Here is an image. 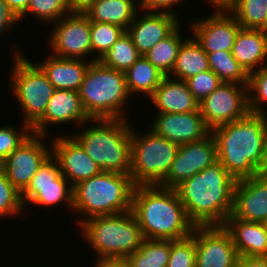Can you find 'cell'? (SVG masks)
<instances>
[{
  "label": "cell",
  "instance_id": "cell-42",
  "mask_svg": "<svg viewBox=\"0 0 267 267\" xmlns=\"http://www.w3.org/2000/svg\"><path fill=\"white\" fill-rule=\"evenodd\" d=\"M20 25L19 18L14 14V12L8 7L4 0H0V46L2 47L1 40L5 34L10 33V31H15L17 25Z\"/></svg>",
  "mask_w": 267,
  "mask_h": 267
},
{
  "label": "cell",
  "instance_id": "cell-4",
  "mask_svg": "<svg viewBox=\"0 0 267 267\" xmlns=\"http://www.w3.org/2000/svg\"><path fill=\"white\" fill-rule=\"evenodd\" d=\"M130 121L131 118L91 119L79 127L80 131L69 134L102 171L130 175L133 124Z\"/></svg>",
  "mask_w": 267,
  "mask_h": 267
},
{
  "label": "cell",
  "instance_id": "cell-44",
  "mask_svg": "<svg viewBox=\"0 0 267 267\" xmlns=\"http://www.w3.org/2000/svg\"><path fill=\"white\" fill-rule=\"evenodd\" d=\"M95 262L93 267H130L127 258H106L95 260Z\"/></svg>",
  "mask_w": 267,
  "mask_h": 267
},
{
  "label": "cell",
  "instance_id": "cell-16",
  "mask_svg": "<svg viewBox=\"0 0 267 267\" xmlns=\"http://www.w3.org/2000/svg\"><path fill=\"white\" fill-rule=\"evenodd\" d=\"M195 267H235L239 258L232 237L223 226H194Z\"/></svg>",
  "mask_w": 267,
  "mask_h": 267
},
{
  "label": "cell",
  "instance_id": "cell-35",
  "mask_svg": "<svg viewBox=\"0 0 267 267\" xmlns=\"http://www.w3.org/2000/svg\"><path fill=\"white\" fill-rule=\"evenodd\" d=\"M124 32L117 25L91 21L92 62L99 61Z\"/></svg>",
  "mask_w": 267,
  "mask_h": 267
},
{
  "label": "cell",
  "instance_id": "cell-34",
  "mask_svg": "<svg viewBox=\"0 0 267 267\" xmlns=\"http://www.w3.org/2000/svg\"><path fill=\"white\" fill-rule=\"evenodd\" d=\"M66 0H30L27 11L19 18L21 21L35 17L40 25H51L62 17L70 14ZM29 16L31 18H29Z\"/></svg>",
  "mask_w": 267,
  "mask_h": 267
},
{
  "label": "cell",
  "instance_id": "cell-19",
  "mask_svg": "<svg viewBox=\"0 0 267 267\" xmlns=\"http://www.w3.org/2000/svg\"><path fill=\"white\" fill-rule=\"evenodd\" d=\"M152 117L147 128L178 145L202 140L211 133L199 109L185 113H156L155 118Z\"/></svg>",
  "mask_w": 267,
  "mask_h": 267
},
{
  "label": "cell",
  "instance_id": "cell-37",
  "mask_svg": "<svg viewBox=\"0 0 267 267\" xmlns=\"http://www.w3.org/2000/svg\"><path fill=\"white\" fill-rule=\"evenodd\" d=\"M24 213L21 193L10 183L5 172H0V220L21 217Z\"/></svg>",
  "mask_w": 267,
  "mask_h": 267
},
{
  "label": "cell",
  "instance_id": "cell-9",
  "mask_svg": "<svg viewBox=\"0 0 267 267\" xmlns=\"http://www.w3.org/2000/svg\"><path fill=\"white\" fill-rule=\"evenodd\" d=\"M135 127L132 125L131 131V179L135 186L159 185L169 172L179 145L150 129L139 131Z\"/></svg>",
  "mask_w": 267,
  "mask_h": 267
},
{
  "label": "cell",
  "instance_id": "cell-33",
  "mask_svg": "<svg viewBox=\"0 0 267 267\" xmlns=\"http://www.w3.org/2000/svg\"><path fill=\"white\" fill-rule=\"evenodd\" d=\"M140 56L132 39L125 31L99 61L109 68L125 72Z\"/></svg>",
  "mask_w": 267,
  "mask_h": 267
},
{
  "label": "cell",
  "instance_id": "cell-41",
  "mask_svg": "<svg viewBox=\"0 0 267 267\" xmlns=\"http://www.w3.org/2000/svg\"><path fill=\"white\" fill-rule=\"evenodd\" d=\"M185 0H139V8L140 10L148 11V12H166L179 16L176 11L177 6L182 4ZM176 6V7H175ZM177 12V13H176Z\"/></svg>",
  "mask_w": 267,
  "mask_h": 267
},
{
  "label": "cell",
  "instance_id": "cell-2",
  "mask_svg": "<svg viewBox=\"0 0 267 267\" xmlns=\"http://www.w3.org/2000/svg\"><path fill=\"white\" fill-rule=\"evenodd\" d=\"M131 211L144 239L179 240L190 236L194 228L174 188L135 186Z\"/></svg>",
  "mask_w": 267,
  "mask_h": 267
},
{
  "label": "cell",
  "instance_id": "cell-31",
  "mask_svg": "<svg viewBox=\"0 0 267 267\" xmlns=\"http://www.w3.org/2000/svg\"><path fill=\"white\" fill-rule=\"evenodd\" d=\"M209 67L223 82L238 83L248 86L249 74L236 61L232 51L207 53Z\"/></svg>",
  "mask_w": 267,
  "mask_h": 267
},
{
  "label": "cell",
  "instance_id": "cell-1",
  "mask_svg": "<svg viewBox=\"0 0 267 267\" xmlns=\"http://www.w3.org/2000/svg\"><path fill=\"white\" fill-rule=\"evenodd\" d=\"M237 181L217 160L174 189L194 226H223L232 212Z\"/></svg>",
  "mask_w": 267,
  "mask_h": 267
},
{
  "label": "cell",
  "instance_id": "cell-51",
  "mask_svg": "<svg viewBox=\"0 0 267 267\" xmlns=\"http://www.w3.org/2000/svg\"><path fill=\"white\" fill-rule=\"evenodd\" d=\"M264 225H265L266 230H267V220L264 222Z\"/></svg>",
  "mask_w": 267,
  "mask_h": 267
},
{
  "label": "cell",
  "instance_id": "cell-13",
  "mask_svg": "<svg viewBox=\"0 0 267 267\" xmlns=\"http://www.w3.org/2000/svg\"><path fill=\"white\" fill-rule=\"evenodd\" d=\"M50 137L32 133L4 160L6 177L20 193L27 188L32 177L51 156ZM47 142H50L49 145Z\"/></svg>",
  "mask_w": 267,
  "mask_h": 267
},
{
  "label": "cell",
  "instance_id": "cell-21",
  "mask_svg": "<svg viewBox=\"0 0 267 267\" xmlns=\"http://www.w3.org/2000/svg\"><path fill=\"white\" fill-rule=\"evenodd\" d=\"M231 215L258 223L267 220V173L237 181Z\"/></svg>",
  "mask_w": 267,
  "mask_h": 267
},
{
  "label": "cell",
  "instance_id": "cell-40",
  "mask_svg": "<svg viewBox=\"0 0 267 267\" xmlns=\"http://www.w3.org/2000/svg\"><path fill=\"white\" fill-rule=\"evenodd\" d=\"M185 82L195 99L201 102L223 81L212 70H207L188 78Z\"/></svg>",
  "mask_w": 267,
  "mask_h": 267
},
{
  "label": "cell",
  "instance_id": "cell-18",
  "mask_svg": "<svg viewBox=\"0 0 267 267\" xmlns=\"http://www.w3.org/2000/svg\"><path fill=\"white\" fill-rule=\"evenodd\" d=\"M89 120L91 118L84 110L77 91L55 89L44 115L31 129L32 133L49 136L51 134L49 126L55 125L53 128H56V125H58L61 130L64 125L72 128L77 126L79 128Z\"/></svg>",
  "mask_w": 267,
  "mask_h": 267
},
{
  "label": "cell",
  "instance_id": "cell-27",
  "mask_svg": "<svg viewBox=\"0 0 267 267\" xmlns=\"http://www.w3.org/2000/svg\"><path fill=\"white\" fill-rule=\"evenodd\" d=\"M125 77L126 86L132 100L134 101L139 96L140 98L145 97L147 101L166 75L150 63L145 56H140L125 71Z\"/></svg>",
  "mask_w": 267,
  "mask_h": 267
},
{
  "label": "cell",
  "instance_id": "cell-14",
  "mask_svg": "<svg viewBox=\"0 0 267 267\" xmlns=\"http://www.w3.org/2000/svg\"><path fill=\"white\" fill-rule=\"evenodd\" d=\"M213 11L212 15L190 21L189 32L206 53L232 51L241 25L225 7L213 8Z\"/></svg>",
  "mask_w": 267,
  "mask_h": 267
},
{
  "label": "cell",
  "instance_id": "cell-32",
  "mask_svg": "<svg viewBox=\"0 0 267 267\" xmlns=\"http://www.w3.org/2000/svg\"><path fill=\"white\" fill-rule=\"evenodd\" d=\"M225 8L242 28L260 29L267 17V0H232Z\"/></svg>",
  "mask_w": 267,
  "mask_h": 267
},
{
  "label": "cell",
  "instance_id": "cell-3",
  "mask_svg": "<svg viewBox=\"0 0 267 267\" xmlns=\"http://www.w3.org/2000/svg\"><path fill=\"white\" fill-rule=\"evenodd\" d=\"M267 115L248 113L244 118L214 128L217 160L237 180L261 173Z\"/></svg>",
  "mask_w": 267,
  "mask_h": 267
},
{
  "label": "cell",
  "instance_id": "cell-45",
  "mask_svg": "<svg viewBox=\"0 0 267 267\" xmlns=\"http://www.w3.org/2000/svg\"><path fill=\"white\" fill-rule=\"evenodd\" d=\"M14 14L20 18L26 11L30 0H4Z\"/></svg>",
  "mask_w": 267,
  "mask_h": 267
},
{
  "label": "cell",
  "instance_id": "cell-48",
  "mask_svg": "<svg viewBox=\"0 0 267 267\" xmlns=\"http://www.w3.org/2000/svg\"><path fill=\"white\" fill-rule=\"evenodd\" d=\"M206 1V0H205ZM208 4H210L212 8H220V7H226L231 0H207Z\"/></svg>",
  "mask_w": 267,
  "mask_h": 267
},
{
  "label": "cell",
  "instance_id": "cell-28",
  "mask_svg": "<svg viewBox=\"0 0 267 267\" xmlns=\"http://www.w3.org/2000/svg\"><path fill=\"white\" fill-rule=\"evenodd\" d=\"M210 70L208 55L189 33L178 52L170 78L185 81L198 73Z\"/></svg>",
  "mask_w": 267,
  "mask_h": 267
},
{
  "label": "cell",
  "instance_id": "cell-50",
  "mask_svg": "<svg viewBox=\"0 0 267 267\" xmlns=\"http://www.w3.org/2000/svg\"><path fill=\"white\" fill-rule=\"evenodd\" d=\"M4 171V159L0 157V172Z\"/></svg>",
  "mask_w": 267,
  "mask_h": 267
},
{
  "label": "cell",
  "instance_id": "cell-23",
  "mask_svg": "<svg viewBox=\"0 0 267 267\" xmlns=\"http://www.w3.org/2000/svg\"><path fill=\"white\" fill-rule=\"evenodd\" d=\"M147 101L153 104L156 113H185L199 109V102L190 92L186 82L169 76L162 80Z\"/></svg>",
  "mask_w": 267,
  "mask_h": 267
},
{
  "label": "cell",
  "instance_id": "cell-15",
  "mask_svg": "<svg viewBox=\"0 0 267 267\" xmlns=\"http://www.w3.org/2000/svg\"><path fill=\"white\" fill-rule=\"evenodd\" d=\"M215 161H217V145L212 133L202 140L179 145L171 168L159 186L175 188Z\"/></svg>",
  "mask_w": 267,
  "mask_h": 267
},
{
  "label": "cell",
  "instance_id": "cell-17",
  "mask_svg": "<svg viewBox=\"0 0 267 267\" xmlns=\"http://www.w3.org/2000/svg\"><path fill=\"white\" fill-rule=\"evenodd\" d=\"M50 136H53L50 138L51 156L57 161L61 174L72 186L102 172L70 134L54 133Z\"/></svg>",
  "mask_w": 267,
  "mask_h": 267
},
{
  "label": "cell",
  "instance_id": "cell-30",
  "mask_svg": "<svg viewBox=\"0 0 267 267\" xmlns=\"http://www.w3.org/2000/svg\"><path fill=\"white\" fill-rule=\"evenodd\" d=\"M171 240L144 239L140 248L127 256L130 267H167Z\"/></svg>",
  "mask_w": 267,
  "mask_h": 267
},
{
  "label": "cell",
  "instance_id": "cell-36",
  "mask_svg": "<svg viewBox=\"0 0 267 267\" xmlns=\"http://www.w3.org/2000/svg\"><path fill=\"white\" fill-rule=\"evenodd\" d=\"M267 66L249 74L248 108L253 114L267 115Z\"/></svg>",
  "mask_w": 267,
  "mask_h": 267
},
{
  "label": "cell",
  "instance_id": "cell-39",
  "mask_svg": "<svg viewBox=\"0 0 267 267\" xmlns=\"http://www.w3.org/2000/svg\"><path fill=\"white\" fill-rule=\"evenodd\" d=\"M196 245L192 235L171 241L167 267H195Z\"/></svg>",
  "mask_w": 267,
  "mask_h": 267
},
{
  "label": "cell",
  "instance_id": "cell-6",
  "mask_svg": "<svg viewBox=\"0 0 267 267\" xmlns=\"http://www.w3.org/2000/svg\"><path fill=\"white\" fill-rule=\"evenodd\" d=\"M78 93L84 110L91 119L129 120L126 107L131 103L132 97L126 86L125 72L109 68L100 61H93Z\"/></svg>",
  "mask_w": 267,
  "mask_h": 267
},
{
  "label": "cell",
  "instance_id": "cell-5",
  "mask_svg": "<svg viewBox=\"0 0 267 267\" xmlns=\"http://www.w3.org/2000/svg\"><path fill=\"white\" fill-rule=\"evenodd\" d=\"M134 183L130 175L102 171L73 186V212L76 227L95 216L132 210ZM82 217V218H80Z\"/></svg>",
  "mask_w": 267,
  "mask_h": 267
},
{
  "label": "cell",
  "instance_id": "cell-22",
  "mask_svg": "<svg viewBox=\"0 0 267 267\" xmlns=\"http://www.w3.org/2000/svg\"><path fill=\"white\" fill-rule=\"evenodd\" d=\"M46 56L36 64L53 87L58 90L78 92L91 62L83 59L60 58L48 53Z\"/></svg>",
  "mask_w": 267,
  "mask_h": 267
},
{
  "label": "cell",
  "instance_id": "cell-43",
  "mask_svg": "<svg viewBox=\"0 0 267 267\" xmlns=\"http://www.w3.org/2000/svg\"><path fill=\"white\" fill-rule=\"evenodd\" d=\"M235 267H267V256H240Z\"/></svg>",
  "mask_w": 267,
  "mask_h": 267
},
{
  "label": "cell",
  "instance_id": "cell-11",
  "mask_svg": "<svg viewBox=\"0 0 267 267\" xmlns=\"http://www.w3.org/2000/svg\"><path fill=\"white\" fill-rule=\"evenodd\" d=\"M51 26L47 33V48L51 55L92 62L91 21L84 13L71 12Z\"/></svg>",
  "mask_w": 267,
  "mask_h": 267
},
{
  "label": "cell",
  "instance_id": "cell-10",
  "mask_svg": "<svg viewBox=\"0 0 267 267\" xmlns=\"http://www.w3.org/2000/svg\"><path fill=\"white\" fill-rule=\"evenodd\" d=\"M21 200L25 214L26 210H29L27 207L31 205L41 210L40 207L49 209L65 204V210L69 209L73 212V186L61 174L57 161L50 156L21 193Z\"/></svg>",
  "mask_w": 267,
  "mask_h": 267
},
{
  "label": "cell",
  "instance_id": "cell-12",
  "mask_svg": "<svg viewBox=\"0 0 267 267\" xmlns=\"http://www.w3.org/2000/svg\"><path fill=\"white\" fill-rule=\"evenodd\" d=\"M199 110L211 131L242 119L249 113L248 86L222 82L208 97L199 102Z\"/></svg>",
  "mask_w": 267,
  "mask_h": 267
},
{
  "label": "cell",
  "instance_id": "cell-8",
  "mask_svg": "<svg viewBox=\"0 0 267 267\" xmlns=\"http://www.w3.org/2000/svg\"><path fill=\"white\" fill-rule=\"evenodd\" d=\"M11 49V68L8 70L7 82L11 92L16 97L19 106L20 118L23 123L32 127L45 113L47 104L51 99L55 88L48 81L47 76L36 64L26 56L21 46L13 44ZM16 47V48H15ZM20 47V48H19ZM13 62V63H12ZM22 113V115H21Z\"/></svg>",
  "mask_w": 267,
  "mask_h": 267
},
{
  "label": "cell",
  "instance_id": "cell-38",
  "mask_svg": "<svg viewBox=\"0 0 267 267\" xmlns=\"http://www.w3.org/2000/svg\"><path fill=\"white\" fill-rule=\"evenodd\" d=\"M21 123L20 128L12 123L0 125V157L4 160L32 134L31 127Z\"/></svg>",
  "mask_w": 267,
  "mask_h": 267
},
{
  "label": "cell",
  "instance_id": "cell-26",
  "mask_svg": "<svg viewBox=\"0 0 267 267\" xmlns=\"http://www.w3.org/2000/svg\"><path fill=\"white\" fill-rule=\"evenodd\" d=\"M139 10V0H96L84 14L90 21L114 24L126 31Z\"/></svg>",
  "mask_w": 267,
  "mask_h": 267
},
{
  "label": "cell",
  "instance_id": "cell-24",
  "mask_svg": "<svg viewBox=\"0 0 267 267\" xmlns=\"http://www.w3.org/2000/svg\"><path fill=\"white\" fill-rule=\"evenodd\" d=\"M223 227L229 232L240 256H267V230L264 223L244 221L231 214Z\"/></svg>",
  "mask_w": 267,
  "mask_h": 267
},
{
  "label": "cell",
  "instance_id": "cell-49",
  "mask_svg": "<svg viewBox=\"0 0 267 267\" xmlns=\"http://www.w3.org/2000/svg\"><path fill=\"white\" fill-rule=\"evenodd\" d=\"M260 30L266 35L267 37V17H266V20L263 24V26L260 28Z\"/></svg>",
  "mask_w": 267,
  "mask_h": 267
},
{
  "label": "cell",
  "instance_id": "cell-46",
  "mask_svg": "<svg viewBox=\"0 0 267 267\" xmlns=\"http://www.w3.org/2000/svg\"><path fill=\"white\" fill-rule=\"evenodd\" d=\"M94 1L96 0H66L70 12L80 13H84Z\"/></svg>",
  "mask_w": 267,
  "mask_h": 267
},
{
  "label": "cell",
  "instance_id": "cell-20",
  "mask_svg": "<svg viewBox=\"0 0 267 267\" xmlns=\"http://www.w3.org/2000/svg\"><path fill=\"white\" fill-rule=\"evenodd\" d=\"M181 23L182 19L171 13L139 10L126 32L139 54L144 56L158 41L165 39Z\"/></svg>",
  "mask_w": 267,
  "mask_h": 267
},
{
  "label": "cell",
  "instance_id": "cell-25",
  "mask_svg": "<svg viewBox=\"0 0 267 267\" xmlns=\"http://www.w3.org/2000/svg\"><path fill=\"white\" fill-rule=\"evenodd\" d=\"M232 55L248 74L266 67V35L260 29L241 27L232 48Z\"/></svg>",
  "mask_w": 267,
  "mask_h": 267
},
{
  "label": "cell",
  "instance_id": "cell-7",
  "mask_svg": "<svg viewBox=\"0 0 267 267\" xmlns=\"http://www.w3.org/2000/svg\"><path fill=\"white\" fill-rule=\"evenodd\" d=\"M77 228L82 241L95 251V260L126 258L137 251L144 240L132 211L91 217Z\"/></svg>",
  "mask_w": 267,
  "mask_h": 267
},
{
  "label": "cell",
  "instance_id": "cell-47",
  "mask_svg": "<svg viewBox=\"0 0 267 267\" xmlns=\"http://www.w3.org/2000/svg\"><path fill=\"white\" fill-rule=\"evenodd\" d=\"M261 173H267V128L265 132L262 157H261Z\"/></svg>",
  "mask_w": 267,
  "mask_h": 267
},
{
  "label": "cell",
  "instance_id": "cell-29",
  "mask_svg": "<svg viewBox=\"0 0 267 267\" xmlns=\"http://www.w3.org/2000/svg\"><path fill=\"white\" fill-rule=\"evenodd\" d=\"M182 23L165 39L158 41L144 56L163 74L168 76L175 65L182 43L189 36H182ZM182 32V33H181Z\"/></svg>",
  "mask_w": 267,
  "mask_h": 267
}]
</instances>
